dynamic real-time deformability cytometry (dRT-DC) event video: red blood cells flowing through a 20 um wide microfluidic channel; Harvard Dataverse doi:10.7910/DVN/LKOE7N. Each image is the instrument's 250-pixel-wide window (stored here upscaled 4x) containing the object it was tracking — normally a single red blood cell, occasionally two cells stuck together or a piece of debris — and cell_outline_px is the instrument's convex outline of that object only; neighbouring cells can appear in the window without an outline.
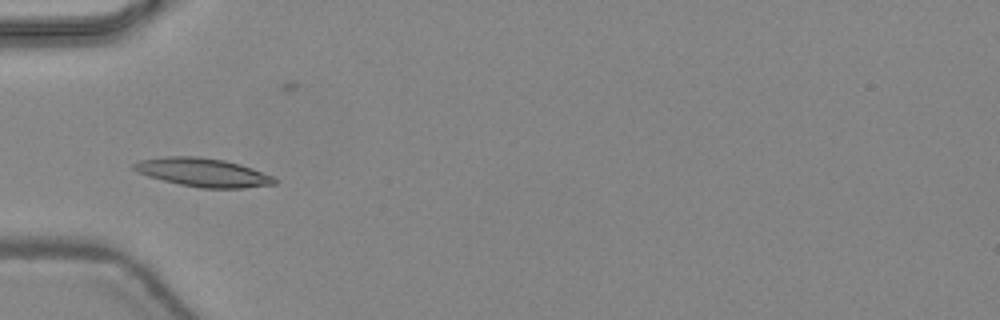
{"species": "common noctule bat (a hibernating species)", "species_latin": "Nyctalus noctula", "temperature_condition": "warm", "stored_images_in_passage": 19, "camera_frame_rate_fps": 3000, "um_per_image_px": 0.085, "animal": {"sex": "female", "body_mass_g": 24.6, "forearm_length_mm": 56.2}, "frame": {"image": 1, "passage_image": 8, "time_ms": 2.333, "image_size_px": [1000, 320], "cell_outline_px": [[276, 184], [244, 188], [200, 188], [180, 184], [148, 176], [132, 168], [132, 164], [140, 160], [168, 156], [196, 156], [224, 160], [240, 164], [252, 168], [272, 176], [276, 180]], "centroid_in_image_um": [17.26, 14.65], "position_along_channel_um": 67.7, "area_um2": 23.18}}
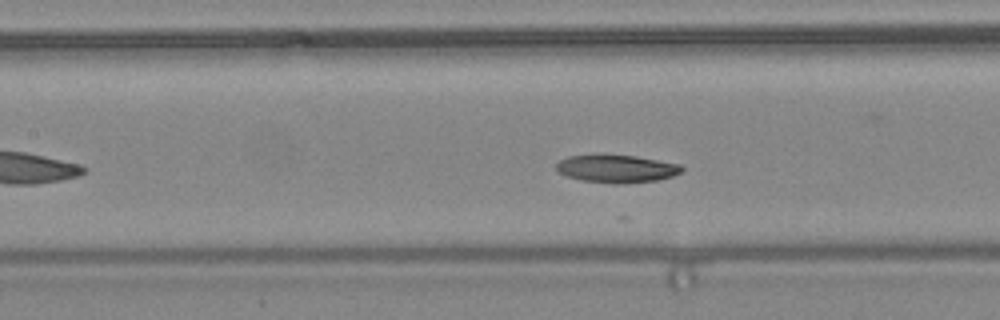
{"frame": {"image": 2, "passage_image": 14, "time_ms": 4.333, "image_size_px": [1000, 320], "cell_outline_px": [[684, 168], [680, 172], [672, 176], [656, 180], [616, 184], [612, 184], [580, 180], [556, 172], [556, 164], [560, 160], [568, 156], [600, 152], [604, 152], [636, 156], [680, 164]], "centroid_in_image_um": [52.33, 14.3], "position_along_channel_um": 155.1, "area_um2": 20.98}}
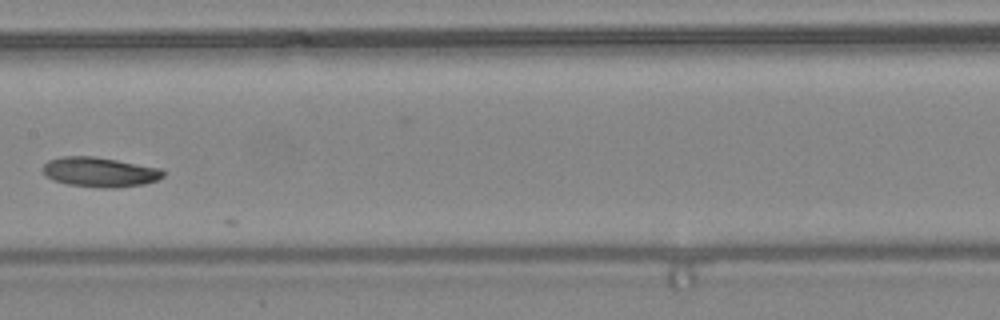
{"frame": {"image": 3, "passage_image": 17, "time_ms": 5.333, "image_size_px": [1000, 320], "cell_outline_px": [[164, 176], [156, 180], [144, 184], [116, 188], [100, 188], [68, 184], [52, 180], [44, 176], [40, 168], [48, 160], [60, 156], [96, 156], [164, 168]], "centroid_in_image_um": [8.46, 14.61], "position_along_channel_um": 198.9, "area_um2": 21.39}}